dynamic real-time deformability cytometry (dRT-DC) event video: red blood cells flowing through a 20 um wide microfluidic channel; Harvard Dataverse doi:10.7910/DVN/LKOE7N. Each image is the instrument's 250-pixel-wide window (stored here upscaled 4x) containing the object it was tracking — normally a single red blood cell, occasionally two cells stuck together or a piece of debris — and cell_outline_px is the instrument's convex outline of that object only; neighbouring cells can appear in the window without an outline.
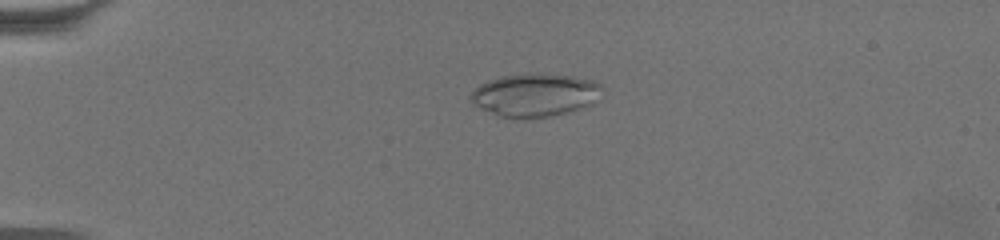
{"species": "common noctule bat (a hibernating species)", "species_latin": "Nyctalus noctula", "temperature_condition": "warm", "stored_images_in_passage": 64, "camera_frame_rate_fps": 3000, "um_per_image_px": 0.085, "animal": {"sex": "female", "body_mass_g": 19.5, "forearm_length_mm": 54.1}, "frame": {"image": 1, "passage_image": 17, "time_ms": 5.333, "image_size_px": [1000, 240], "cell_outline_px": [[604, 88], [592, 104], [564, 112], [548, 116], [500, 116], [472, 104], [468, 96], [480, 84], [488, 80], [500, 76], [532, 72], [572, 76], [592, 80], [600, 84]], "centroid_in_image_um": [45.45, 8.02], "position_along_channel_um": 39.6, "area_um2": 32.43}}
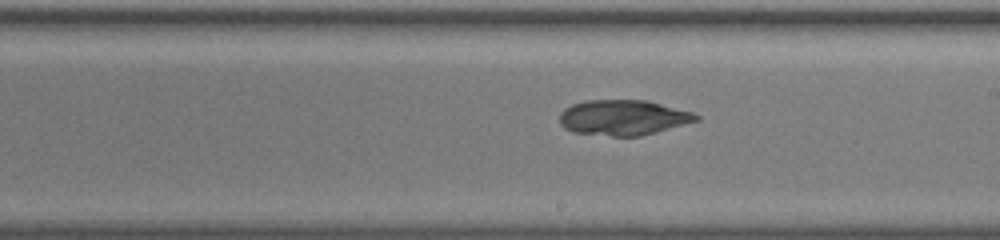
{"frame": {"image": 2, "passage_image": 39, "time_ms": 12.667, "image_size_px": [1000, 240], "cell_outline_px": [[700, 120], [640, 136], [612, 136], [572, 132], [564, 128], [560, 124], [560, 112], [564, 108], [572, 104], [584, 100], [648, 100], [692, 112], [700, 116]], "centroid_in_image_um": [52.95, 9.98], "position_along_channel_um": 236.1, "area_um2": 28.21}}
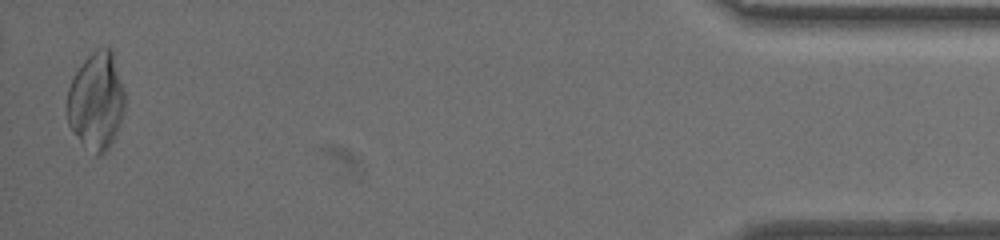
{"frame": {"image": 3, "passage_image": 63, "time_ms": 20.667, "image_size_px": [1000, 240], "cell_outline_px": [[124, 108], [116, 132], [108, 148], [100, 156], [96, 156], [72, 132], [68, 124], [68, 88], [72, 76], [84, 60], [96, 48], [112, 48], [124, 88]], "centroid_in_image_um": [8.18, 8.55], "position_along_channel_um": 427.0, "area_um2": 32.6}}